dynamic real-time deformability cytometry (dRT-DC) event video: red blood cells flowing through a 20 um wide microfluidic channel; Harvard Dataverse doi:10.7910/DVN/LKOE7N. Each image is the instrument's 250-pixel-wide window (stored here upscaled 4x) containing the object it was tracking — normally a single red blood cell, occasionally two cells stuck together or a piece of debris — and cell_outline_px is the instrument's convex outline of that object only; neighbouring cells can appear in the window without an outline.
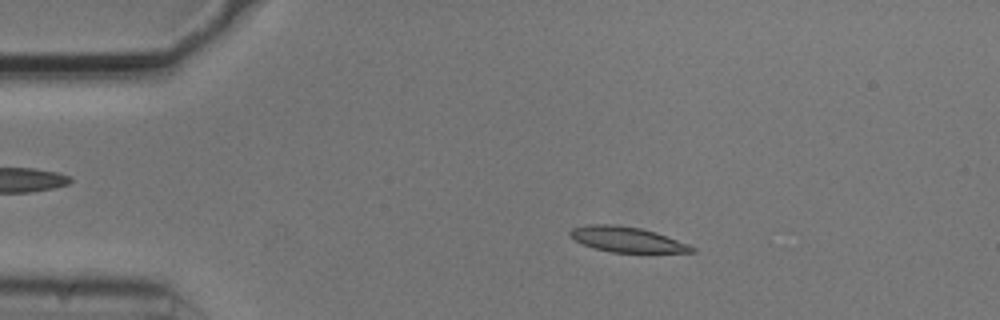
{"species": "common noctule bat (a hibernating species)", "species_latin": "Nyctalus noctula", "temperature_condition": "cold", "stored_images_in_passage": 38, "camera_frame_rate_fps": 3000, "um_per_image_px": 0.085, "animal": {"sex": "male", "body_mass_g": 20.5, "forearm_length_mm": 52.5}, "frame": {"image": 1, "passage_image": 10, "time_ms": 3.0, "image_size_px": [1000, 320], "cell_outline_px": [[696, 252], [612, 252], [596, 248], [584, 244], [568, 236], [568, 232], [572, 228], [588, 224], [612, 224], [640, 228], [656, 232], [688, 244], [696, 248]], "centroid_in_image_um": [53.28, 20.34], "position_along_channel_um": 31.7, "area_um2": 17.74}}
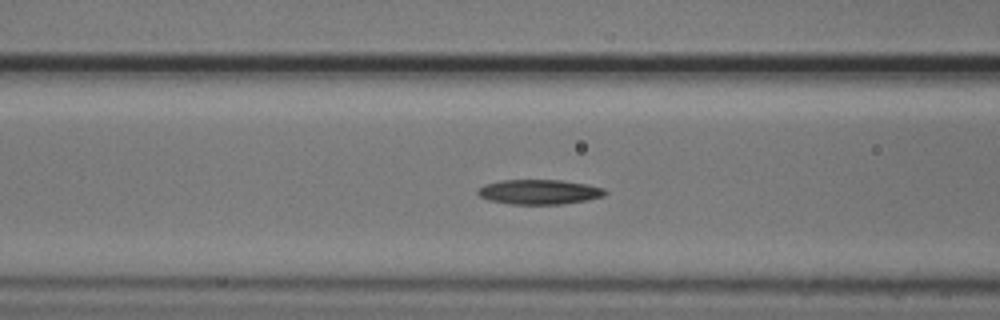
{"frame": {"image": 2, "passage_image": 21, "time_ms": 6.667, "image_size_px": [1000, 320], "cell_outline_px": [[608, 192], [604, 196], [588, 200], [560, 204], [512, 204], [488, 200], [480, 196], [476, 192], [484, 184], [500, 180], [560, 180], [588, 184], [604, 188]], "centroid_in_image_um": [45.85, 16.31], "position_along_channel_um": 120.7, "area_um2": 18.44}}
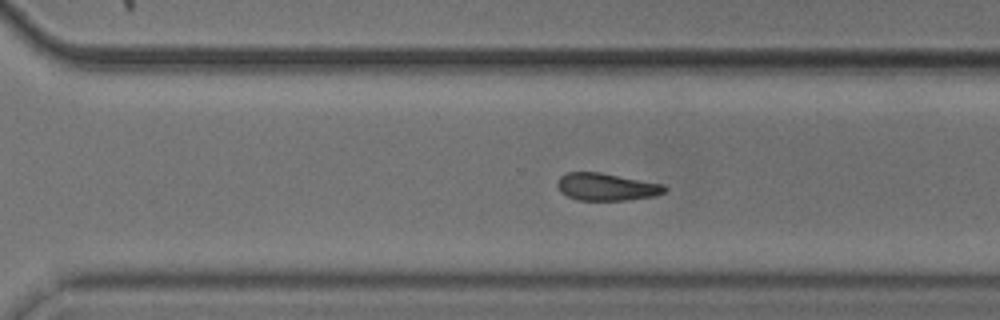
{"frame": {"image": 3, "passage_image": 37, "time_ms": 12.0, "image_size_px": [1000, 320], "cell_outline_px": [[668, 188], [664, 192], [656, 196], [624, 200], [576, 200], [560, 192], [556, 184], [560, 176], [568, 172], [600, 172], [664, 184]], "centroid_in_image_um": [51.55, 15.88], "position_along_channel_um": 319.1, "area_um2": 17.22}}